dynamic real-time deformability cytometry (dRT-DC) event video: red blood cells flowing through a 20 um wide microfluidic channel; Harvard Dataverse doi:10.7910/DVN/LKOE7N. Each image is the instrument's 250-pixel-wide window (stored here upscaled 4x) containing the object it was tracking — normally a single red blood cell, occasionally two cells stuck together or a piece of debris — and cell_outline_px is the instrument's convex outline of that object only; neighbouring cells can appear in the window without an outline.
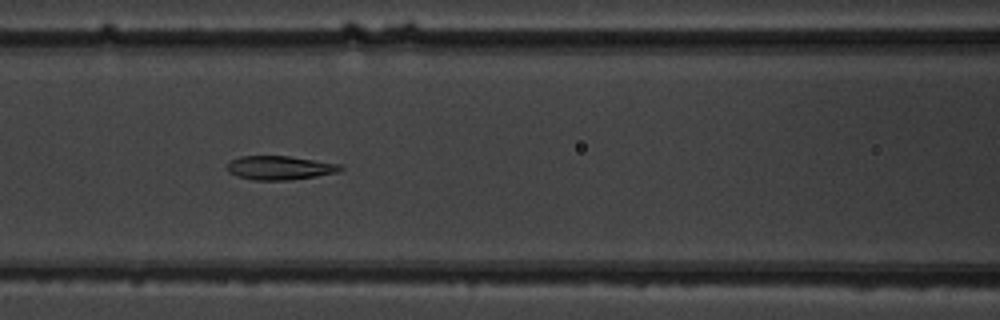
{"species": "common noctule bat (a hibernating species)", "species_latin": "Nyctalus noctula", "temperature_condition": "warm", "stored_images_in_passage": 8, "camera_frame_rate_fps": 3000, "um_per_image_px": 0.085, "animal": {"sex": "male", "body_mass_g": 19.5, "forearm_length_mm": 54.6}, "frame": {"image": 1, "passage_image": 6, "time_ms": 6.667, "image_size_px": [1000, 320], "cell_outline_px": [[344, 168], [340, 172], [316, 176], [288, 180], [252, 180], [236, 176], [228, 172], [228, 164], [232, 160], [240, 156], [288, 156], [340, 164]], "centroid_in_image_um": [23.79, 14.27], "position_along_channel_um": 142.8, "area_um2": 15.72}}
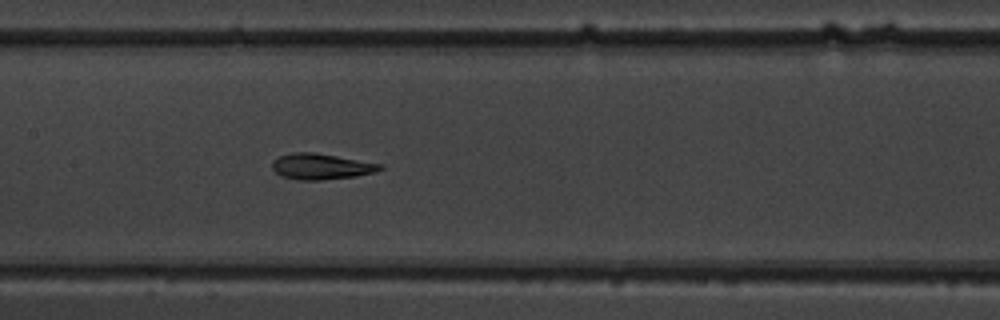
{"frame": {"image": 2, "passage_image": 7, "time_ms": 7.667, "image_size_px": [1000, 320], "cell_outline_px": [[384, 168], [376, 172], [356, 176], [320, 180], [300, 180], [280, 176], [272, 168], [272, 164], [280, 156], [292, 152], [312, 152], [384, 164]], "centroid_in_image_um": [27.33, 14.15], "position_along_channel_um": 180.1, "area_um2": 16.18}}